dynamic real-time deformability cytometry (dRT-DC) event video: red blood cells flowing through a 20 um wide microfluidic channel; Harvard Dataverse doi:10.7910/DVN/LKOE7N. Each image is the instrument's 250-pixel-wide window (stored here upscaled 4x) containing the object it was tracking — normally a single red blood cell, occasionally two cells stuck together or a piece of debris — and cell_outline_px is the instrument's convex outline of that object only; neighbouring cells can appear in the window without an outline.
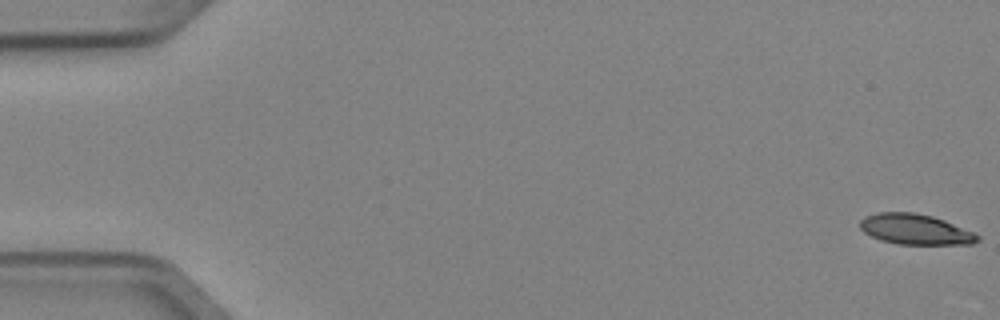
{"species": "Egyptian fruit bat (a non-hibernating species)", "species_latin": "Rousettus aegyptiacus", "temperature_condition": "cold", "stored_images_in_passage": 5, "camera_frame_rate_fps": 3000, "um_per_image_px": 0.085, "animal": {"sex": "female"}, "frame": {"image": 1, "passage_image": 1, "time_ms": 0.0, "image_size_px": [1000, 320], "cell_outline_px": [[980, 240], [972, 244], [896, 244], [880, 240], [864, 232], [860, 228], [860, 220], [864, 216], [876, 212], [912, 212], [932, 216], [944, 220], [972, 232], [980, 236]], "centroid_in_image_um": [77.77, 19.49], "position_along_channel_um": 7.2, "area_um2": 20.81}}
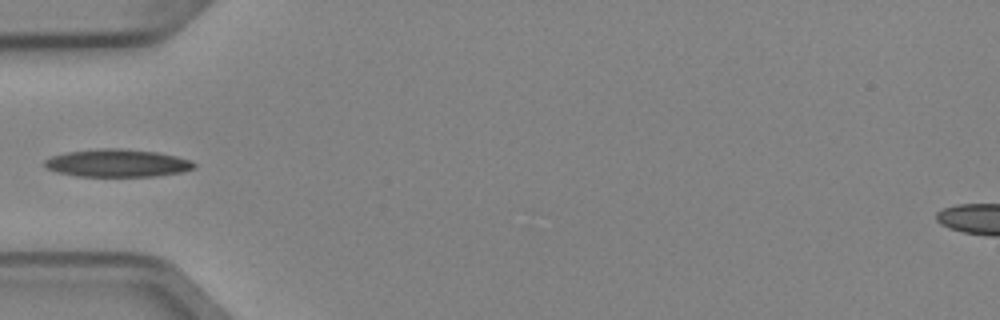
{"frame": {"image": 2, "passage_image": 5, "time_ms": 1.333, "image_size_px": [1000, 320], "cell_outline_px": [[196, 168], [180, 172], [156, 176], [76, 176], [56, 172], [48, 168], [44, 164], [44, 160], [52, 156], [68, 152], [104, 148], [120, 148], [156, 152], [176, 156], [188, 160], [196, 164]], "centroid_in_image_um": [9.97, 13.86], "position_along_channel_um": 75.0, "area_um2": 23.93}}